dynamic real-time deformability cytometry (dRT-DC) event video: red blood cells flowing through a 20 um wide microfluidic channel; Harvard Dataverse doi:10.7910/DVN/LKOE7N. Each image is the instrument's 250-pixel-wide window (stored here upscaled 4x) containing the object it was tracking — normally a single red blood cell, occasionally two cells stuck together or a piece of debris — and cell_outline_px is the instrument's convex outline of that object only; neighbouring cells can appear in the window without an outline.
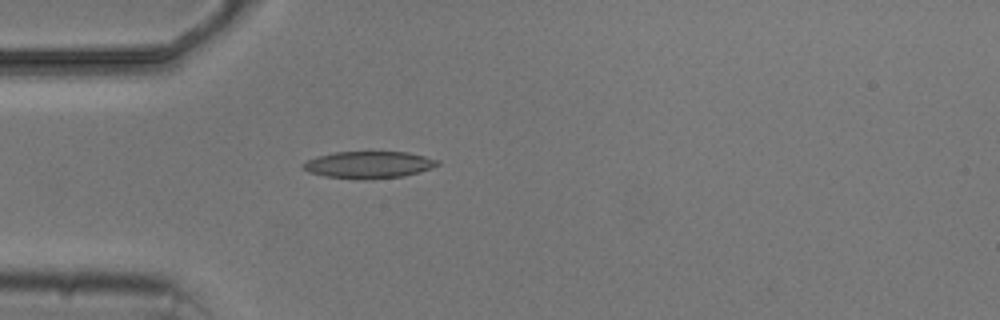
{"species": "common noctule bat (a hibernating species)", "species_latin": "Nyctalus noctula", "temperature_condition": "cold", "stored_images_in_passage": 1, "camera_frame_rate_fps": 3000, "um_per_image_px": 0.085, "animal": {"sex": "male", "body_mass_g": 20.5, "forearm_length_mm": 52.5}, "frame": {"image": 1, "passage_image": 1, "time_ms": 0.0, "image_size_px": [1000, 320], "cell_outline_px": [[440, 164], [432, 168], [420, 172], [404, 176], [364, 180], [324, 176], [308, 172], [300, 168], [300, 164], [316, 156], [332, 152], [408, 152], [440, 160]], "centroid_in_image_um": [31.32, 14.01], "position_along_channel_um": 53.7, "area_um2": 21.44}}